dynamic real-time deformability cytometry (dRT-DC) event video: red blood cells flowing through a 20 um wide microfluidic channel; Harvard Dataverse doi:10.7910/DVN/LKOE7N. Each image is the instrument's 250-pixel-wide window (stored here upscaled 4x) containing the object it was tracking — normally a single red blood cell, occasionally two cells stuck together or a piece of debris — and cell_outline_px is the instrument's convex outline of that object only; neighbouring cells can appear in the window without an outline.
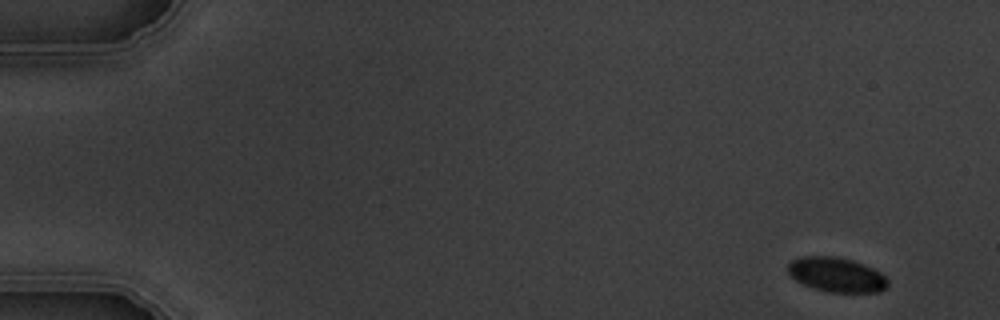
{"species": "common noctule bat (a hibernating species)", "species_latin": "Nyctalus noctula", "temperature_condition": "warm", "stored_images_in_passage": 5, "camera_frame_rate_fps": 3000, "um_per_image_px": 0.085, "animal": {"sex": "male", "body_mass_g": 19.5, "forearm_length_mm": 54.6}, "frame": {"image": 1, "passage_image": 1, "time_ms": 0.0, "image_size_px": [1000, 320], "cell_outline_px": [[888, 284], [880, 292], [828, 292], [804, 284], [796, 280], [788, 272], [788, 264], [792, 260], [800, 256], [836, 256], [852, 260], [864, 264], [880, 272], [888, 280]], "centroid_in_image_um": [71.11, 23.34], "position_along_channel_um": 13.9, "area_um2": 20.0}}
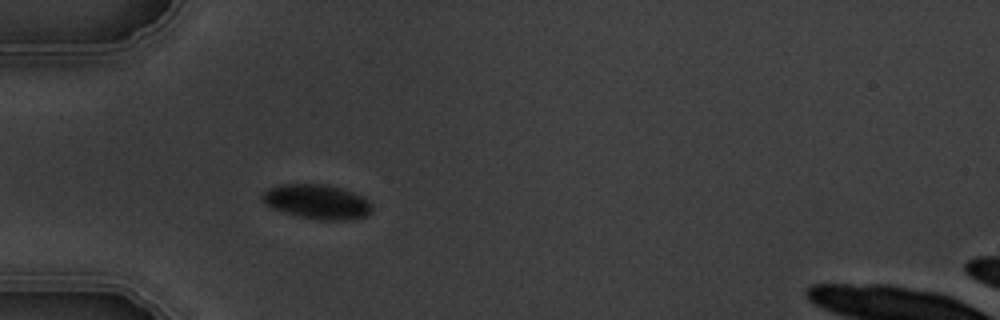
{"frame": {"image": 2, "passage_image": 5, "time_ms": 4.667, "image_size_px": [1000, 320], "cell_outline_px": [[372, 212], [364, 216], [352, 220], [320, 220], [300, 216], [284, 212], [272, 208], [260, 196], [268, 188], [276, 184], [320, 184], [340, 188], [352, 192], [368, 200], [372, 204]], "centroid_in_image_um": [26.96, 17.15], "position_along_channel_um": 58.0, "area_um2": 21.91}}